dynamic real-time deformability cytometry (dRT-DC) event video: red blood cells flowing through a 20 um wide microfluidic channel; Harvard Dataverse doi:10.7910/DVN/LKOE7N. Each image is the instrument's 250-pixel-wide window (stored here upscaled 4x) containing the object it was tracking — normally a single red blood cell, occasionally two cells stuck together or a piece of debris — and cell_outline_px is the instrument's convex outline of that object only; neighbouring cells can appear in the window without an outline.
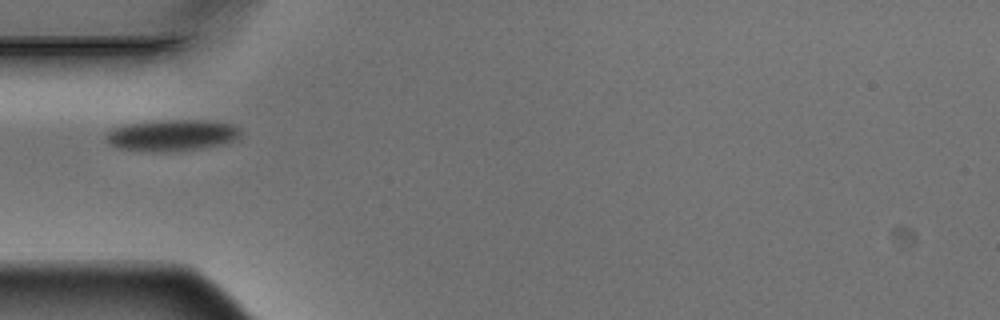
{"species": "Egyptian fruit bat (a non-hibernating species)", "species_latin": "Rousettus aegyptiacus", "temperature_condition": "warm", "stored_images_in_passage": 4, "camera_frame_rate_fps": 3000, "um_per_image_px": 0.085, "animal": {"sex": "male"}, "frame": {"image": 1, "passage_image": 1, "time_ms": 0.0, "image_size_px": [1000, 320], "cell_outline_px": [[240, 140], [224, 144], [200, 148], [120, 148], [108, 144], [104, 136], [112, 128], [128, 124], [152, 120], [212, 120], [232, 124], [240, 128]], "centroid_in_image_um": [14.71, 11.42], "position_along_channel_um": 70.3, "area_um2": 23.7}}
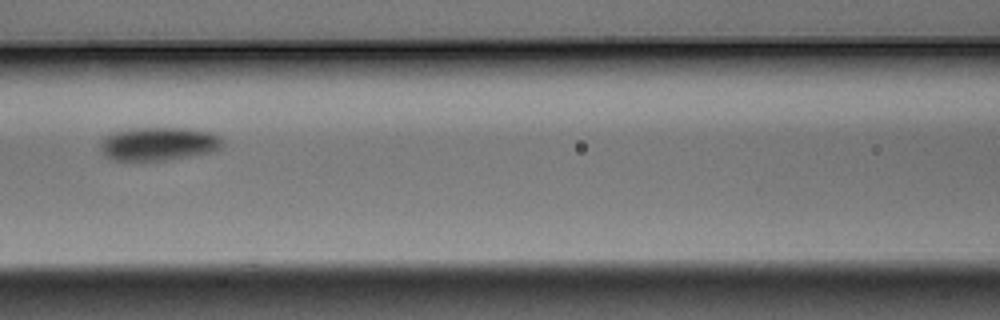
{"frame": {"image": 2, "passage_image": 3, "time_ms": 0.667, "image_size_px": [1000, 320], "cell_outline_px": [[224, 140], [220, 148], [216, 152], [164, 160], [112, 160], [100, 148], [100, 144], [108, 136], [116, 132], [132, 128], [184, 128], [208, 132], [220, 136]], "centroid_in_image_um": [13.55, 12.23], "position_along_channel_um": 153.0, "area_um2": 23.47}}
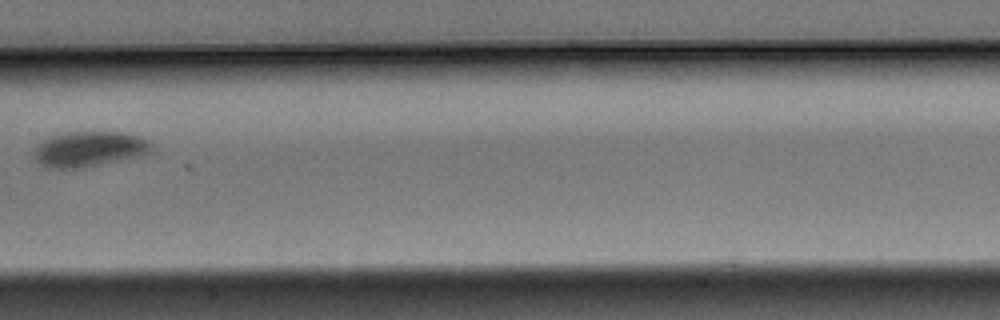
{"frame": {"image": 3, "passage_image": 4, "time_ms": 1.0, "image_size_px": [1000, 320], "cell_outline_px": [[152, 152], [140, 156], [84, 168], [48, 168], [40, 164], [36, 160], [36, 148], [40, 140], [48, 136], [72, 132], [128, 132], [140, 136], [148, 140], [152, 144]], "centroid_in_image_um": [7.62, 12.66], "position_along_channel_um": 199.8, "area_um2": 24.39}}